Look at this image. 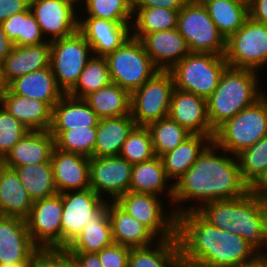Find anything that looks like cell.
<instances>
[{
    "label": "cell",
    "instance_id": "23",
    "mask_svg": "<svg viewBox=\"0 0 267 267\" xmlns=\"http://www.w3.org/2000/svg\"><path fill=\"white\" fill-rule=\"evenodd\" d=\"M50 41L39 45L13 46L2 65L3 75L7 84L28 73L50 66Z\"/></svg>",
    "mask_w": 267,
    "mask_h": 267
},
{
    "label": "cell",
    "instance_id": "48",
    "mask_svg": "<svg viewBox=\"0 0 267 267\" xmlns=\"http://www.w3.org/2000/svg\"><path fill=\"white\" fill-rule=\"evenodd\" d=\"M30 7V0H0V23Z\"/></svg>",
    "mask_w": 267,
    "mask_h": 267
},
{
    "label": "cell",
    "instance_id": "61",
    "mask_svg": "<svg viewBox=\"0 0 267 267\" xmlns=\"http://www.w3.org/2000/svg\"><path fill=\"white\" fill-rule=\"evenodd\" d=\"M267 244V225H266V233H265V243L264 246Z\"/></svg>",
    "mask_w": 267,
    "mask_h": 267
},
{
    "label": "cell",
    "instance_id": "35",
    "mask_svg": "<svg viewBox=\"0 0 267 267\" xmlns=\"http://www.w3.org/2000/svg\"><path fill=\"white\" fill-rule=\"evenodd\" d=\"M111 224L106 211L99 219L86 224L64 252L97 253L113 244Z\"/></svg>",
    "mask_w": 267,
    "mask_h": 267
},
{
    "label": "cell",
    "instance_id": "12",
    "mask_svg": "<svg viewBox=\"0 0 267 267\" xmlns=\"http://www.w3.org/2000/svg\"><path fill=\"white\" fill-rule=\"evenodd\" d=\"M63 213L62 250L81 232L86 224L99 219L108 207V200L100 197L91 188L61 193Z\"/></svg>",
    "mask_w": 267,
    "mask_h": 267
},
{
    "label": "cell",
    "instance_id": "13",
    "mask_svg": "<svg viewBox=\"0 0 267 267\" xmlns=\"http://www.w3.org/2000/svg\"><path fill=\"white\" fill-rule=\"evenodd\" d=\"M61 193L33 201L26 219L29 235L41 251L62 250Z\"/></svg>",
    "mask_w": 267,
    "mask_h": 267
},
{
    "label": "cell",
    "instance_id": "20",
    "mask_svg": "<svg viewBox=\"0 0 267 267\" xmlns=\"http://www.w3.org/2000/svg\"><path fill=\"white\" fill-rule=\"evenodd\" d=\"M89 159L83 155L65 152L54 147L51 167L58 193L90 188Z\"/></svg>",
    "mask_w": 267,
    "mask_h": 267
},
{
    "label": "cell",
    "instance_id": "1",
    "mask_svg": "<svg viewBox=\"0 0 267 267\" xmlns=\"http://www.w3.org/2000/svg\"><path fill=\"white\" fill-rule=\"evenodd\" d=\"M180 263L192 267H247L260 261L259 251L240 235L218 229L196 210L177 216Z\"/></svg>",
    "mask_w": 267,
    "mask_h": 267
},
{
    "label": "cell",
    "instance_id": "32",
    "mask_svg": "<svg viewBox=\"0 0 267 267\" xmlns=\"http://www.w3.org/2000/svg\"><path fill=\"white\" fill-rule=\"evenodd\" d=\"M169 184V179L165 174V169L161 157L154 156L151 160L134 164L132 166L131 173V192L136 193H150L155 195H161L165 191L168 194L171 203L173 200V184L169 185V189L166 186Z\"/></svg>",
    "mask_w": 267,
    "mask_h": 267
},
{
    "label": "cell",
    "instance_id": "63",
    "mask_svg": "<svg viewBox=\"0 0 267 267\" xmlns=\"http://www.w3.org/2000/svg\"><path fill=\"white\" fill-rule=\"evenodd\" d=\"M239 1L247 3V4H249V2H250V0H239Z\"/></svg>",
    "mask_w": 267,
    "mask_h": 267
},
{
    "label": "cell",
    "instance_id": "16",
    "mask_svg": "<svg viewBox=\"0 0 267 267\" xmlns=\"http://www.w3.org/2000/svg\"><path fill=\"white\" fill-rule=\"evenodd\" d=\"M40 252L29 235L26 220L0 215V265L36 262Z\"/></svg>",
    "mask_w": 267,
    "mask_h": 267
},
{
    "label": "cell",
    "instance_id": "2",
    "mask_svg": "<svg viewBox=\"0 0 267 267\" xmlns=\"http://www.w3.org/2000/svg\"><path fill=\"white\" fill-rule=\"evenodd\" d=\"M218 149L222 151V155L217 153ZM228 155L231 154L212 142L193 166L175 181L172 202L173 206L178 203L179 207L176 210L174 208L177 216L189 210H196L204 203L238 198L249 192V186L242 180L237 157ZM187 201H199L197 204L200 205L180 207V203Z\"/></svg>",
    "mask_w": 267,
    "mask_h": 267
},
{
    "label": "cell",
    "instance_id": "4",
    "mask_svg": "<svg viewBox=\"0 0 267 267\" xmlns=\"http://www.w3.org/2000/svg\"><path fill=\"white\" fill-rule=\"evenodd\" d=\"M257 73L249 69H225L218 86L207 99L208 120L214 130L264 95L258 88Z\"/></svg>",
    "mask_w": 267,
    "mask_h": 267
},
{
    "label": "cell",
    "instance_id": "39",
    "mask_svg": "<svg viewBox=\"0 0 267 267\" xmlns=\"http://www.w3.org/2000/svg\"><path fill=\"white\" fill-rule=\"evenodd\" d=\"M149 130L155 156H161L174 150L191 135L184 127L169 117L152 122L146 126Z\"/></svg>",
    "mask_w": 267,
    "mask_h": 267
},
{
    "label": "cell",
    "instance_id": "7",
    "mask_svg": "<svg viewBox=\"0 0 267 267\" xmlns=\"http://www.w3.org/2000/svg\"><path fill=\"white\" fill-rule=\"evenodd\" d=\"M112 83L130 94L160 71L139 39L130 36L118 49L106 56Z\"/></svg>",
    "mask_w": 267,
    "mask_h": 267
},
{
    "label": "cell",
    "instance_id": "18",
    "mask_svg": "<svg viewBox=\"0 0 267 267\" xmlns=\"http://www.w3.org/2000/svg\"><path fill=\"white\" fill-rule=\"evenodd\" d=\"M84 18H79L78 31L89 43L95 56L106 57L131 36L130 22H112L85 16Z\"/></svg>",
    "mask_w": 267,
    "mask_h": 267
},
{
    "label": "cell",
    "instance_id": "27",
    "mask_svg": "<svg viewBox=\"0 0 267 267\" xmlns=\"http://www.w3.org/2000/svg\"><path fill=\"white\" fill-rule=\"evenodd\" d=\"M135 126L136 123L131 114L100 119L96 127L93 157L118 156Z\"/></svg>",
    "mask_w": 267,
    "mask_h": 267
},
{
    "label": "cell",
    "instance_id": "37",
    "mask_svg": "<svg viewBox=\"0 0 267 267\" xmlns=\"http://www.w3.org/2000/svg\"><path fill=\"white\" fill-rule=\"evenodd\" d=\"M179 11L162 7L134 8L136 16L132 20L131 36L140 40L145 34L176 29Z\"/></svg>",
    "mask_w": 267,
    "mask_h": 267
},
{
    "label": "cell",
    "instance_id": "21",
    "mask_svg": "<svg viewBox=\"0 0 267 267\" xmlns=\"http://www.w3.org/2000/svg\"><path fill=\"white\" fill-rule=\"evenodd\" d=\"M140 41L160 71H169L190 53L186 40L177 29L145 34Z\"/></svg>",
    "mask_w": 267,
    "mask_h": 267
},
{
    "label": "cell",
    "instance_id": "11",
    "mask_svg": "<svg viewBox=\"0 0 267 267\" xmlns=\"http://www.w3.org/2000/svg\"><path fill=\"white\" fill-rule=\"evenodd\" d=\"M50 67L58 86L66 94L77 82L91 58L92 49L79 32L50 42ZM90 56V57H89Z\"/></svg>",
    "mask_w": 267,
    "mask_h": 267
},
{
    "label": "cell",
    "instance_id": "28",
    "mask_svg": "<svg viewBox=\"0 0 267 267\" xmlns=\"http://www.w3.org/2000/svg\"><path fill=\"white\" fill-rule=\"evenodd\" d=\"M100 118L84 99L65 94L54 106L50 130L97 127Z\"/></svg>",
    "mask_w": 267,
    "mask_h": 267
},
{
    "label": "cell",
    "instance_id": "15",
    "mask_svg": "<svg viewBox=\"0 0 267 267\" xmlns=\"http://www.w3.org/2000/svg\"><path fill=\"white\" fill-rule=\"evenodd\" d=\"M132 164L118 156L89 159L90 188L100 197L111 195L116 201L130 189ZM103 194V195H102Z\"/></svg>",
    "mask_w": 267,
    "mask_h": 267
},
{
    "label": "cell",
    "instance_id": "10",
    "mask_svg": "<svg viewBox=\"0 0 267 267\" xmlns=\"http://www.w3.org/2000/svg\"><path fill=\"white\" fill-rule=\"evenodd\" d=\"M174 89L172 74L169 71H158L134 90L130 98V114L136 125L147 126L168 117Z\"/></svg>",
    "mask_w": 267,
    "mask_h": 267
},
{
    "label": "cell",
    "instance_id": "60",
    "mask_svg": "<svg viewBox=\"0 0 267 267\" xmlns=\"http://www.w3.org/2000/svg\"><path fill=\"white\" fill-rule=\"evenodd\" d=\"M247 267H267V263L259 261L258 263Z\"/></svg>",
    "mask_w": 267,
    "mask_h": 267
},
{
    "label": "cell",
    "instance_id": "34",
    "mask_svg": "<svg viewBox=\"0 0 267 267\" xmlns=\"http://www.w3.org/2000/svg\"><path fill=\"white\" fill-rule=\"evenodd\" d=\"M131 94L115 83L87 95L84 100L100 119L130 114Z\"/></svg>",
    "mask_w": 267,
    "mask_h": 267
},
{
    "label": "cell",
    "instance_id": "43",
    "mask_svg": "<svg viewBox=\"0 0 267 267\" xmlns=\"http://www.w3.org/2000/svg\"><path fill=\"white\" fill-rule=\"evenodd\" d=\"M132 165L151 160L155 154L146 126H135L129 133L119 154Z\"/></svg>",
    "mask_w": 267,
    "mask_h": 267
},
{
    "label": "cell",
    "instance_id": "46",
    "mask_svg": "<svg viewBox=\"0 0 267 267\" xmlns=\"http://www.w3.org/2000/svg\"><path fill=\"white\" fill-rule=\"evenodd\" d=\"M130 248L113 243L96 254L102 267H128Z\"/></svg>",
    "mask_w": 267,
    "mask_h": 267
},
{
    "label": "cell",
    "instance_id": "53",
    "mask_svg": "<svg viewBox=\"0 0 267 267\" xmlns=\"http://www.w3.org/2000/svg\"><path fill=\"white\" fill-rule=\"evenodd\" d=\"M249 192L267 204V168L249 187Z\"/></svg>",
    "mask_w": 267,
    "mask_h": 267
},
{
    "label": "cell",
    "instance_id": "62",
    "mask_svg": "<svg viewBox=\"0 0 267 267\" xmlns=\"http://www.w3.org/2000/svg\"><path fill=\"white\" fill-rule=\"evenodd\" d=\"M178 267H192V266H189V265L181 264V263H180Z\"/></svg>",
    "mask_w": 267,
    "mask_h": 267
},
{
    "label": "cell",
    "instance_id": "56",
    "mask_svg": "<svg viewBox=\"0 0 267 267\" xmlns=\"http://www.w3.org/2000/svg\"><path fill=\"white\" fill-rule=\"evenodd\" d=\"M36 262H26L20 264H3L0 267H35Z\"/></svg>",
    "mask_w": 267,
    "mask_h": 267
},
{
    "label": "cell",
    "instance_id": "58",
    "mask_svg": "<svg viewBox=\"0 0 267 267\" xmlns=\"http://www.w3.org/2000/svg\"><path fill=\"white\" fill-rule=\"evenodd\" d=\"M259 259L260 261L267 263V253L264 250L259 252Z\"/></svg>",
    "mask_w": 267,
    "mask_h": 267
},
{
    "label": "cell",
    "instance_id": "44",
    "mask_svg": "<svg viewBox=\"0 0 267 267\" xmlns=\"http://www.w3.org/2000/svg\"><path fill=\"white\" fill-rule=\"evenodd\" d=\"M29 131L0 105V153L4 157Z\"/></svg>",
    "mask_w": 267,
    "mask_h": 267
},
{
    "label": "cell",
    "instance_id": "30",
    "mask_svg": "<svg viewBox=\"0 0 267 267\" xmlns=\"http://www.w3.org/2000/svg\"><path fill=\"white\" fill-rule=\"evenodd\" d=\"M32 205L16 171L5 167L0 173V215L26 220Z\"/></svg>",
    "mask_w": 267,
    "mask_h": 267
},
{
    "label": "cell",
    "instance_id": "6",
    "mask_svg": "<svg viewBox=\"0 0 267 267\" xmlns=\"http://www.w3.org/2000/svg\"><path fill=\"white\" fill-rule=\"evenodd\" d=\"M227 67L224 55L190 52L169 72L172 74L175 88L207 100L218 86Z\"/></svg>",
    "mask_w": 267,
    "mask_h": 267
},
{
    "label": "cell",
    "instance_id": "17",
    "mask_svg": "<svg viewBox=\"0 0 267 267\" xmlns=\"http://www.w3.org/2000/svg\"><path fill=\"white\" fill-rule=\"evenodd\" d=\"M30 10L50 42L78 31L76 9L63 0H30Z\"/></svg>",
    "mask_w": 267,
    "mask_h": 267
},
{
    "label": "cell",
    "instance_id": "50",
    "mask_svg": "<svg viewBox=\"0 0 267 267\" xmlns=\"http://www.w3.org/2000/svg\"><path fill=\"white\" fill-rule=\"evenodd\" d=\"M190 0H134V8L162 7L171 10H180Z\"/></svg>",
    "mask_w": 267,
    "mask_h": 267
},
{
    "label": "cell",
    "instance_id": "38",
    "mask_svg": "<svg viewBox=\"0 0 267 267\" xmlns=\"http://www.w3.org/2000/svg\"><path fill=\"white\" fill-rule=\"evenodd\" d=\"M111 83L106 57L92 55L77 82L66 94L74 98L84 99L90 93Z\"/></svg>",
    "mask_w": 267,
    "mask_h": 267
},
{
    "label": "cell",
    "instance_id": "25",
    "mask_svg": "<svg viewBox=\"0 0 267 267\" xmlns=\"http://www.w3.org/2000/svg\"><path fill=\"white\" fill-rule=\"evenodd\" d=\"M55 147L50 131H29L5 157V167L51 162Z\"/></svg>",
    "mask_w": 267,
    "mask_h": 267
},
{
    "label": "cell",
    "instance_id": "47",
    "mask_svg": "<svg viewBox=\"0 0 267 267\" xmlns=\"http://www.w3.org/2000/svg\"><path fill=\"white\" fill-rule=\"evenodd\" d=\"M35 267H77L73 259L63 250L41 251Z\"/></svg>",
    "mask_w": 267,
    "mask_h": 267
},
{
    "label": "cell",
    "instance_id": "36",
    "mask_svg": "<svg viewBox=\"0 0 267 267\" xmlns=\"http://www.w3.org/2000/svg\"><path fill=\"white\" fill-rule=\"evenodd\" d=\"M33 201L58 194L54 183L51 162L27 164L12 168Z\"/></svg>",
    "mask_w": 267,
    "mask_h": 267
},
{
    "label": "cell",
    "instance_id": "33",
    "mask_svg": "<svg viewBox=\"0 0 267 267\" xmlns=\"http://www.w3.org/2000/svg\"><path fill=\"white\" fill-rule=\"evenodd\" d=\"M200 1L225 40L237 32L249 17L248 4L239 0Z\"/></svg>",
    "mask_w": 267,
    "mask_h": 267
},
{
    "label": "cell",
    "instance_id": "42",
    "mask_svg": "<svg viewBox=\"0 0 267 267\" xmlns=\"http://www.w3.org/2000/svg\"><path fill=\"white\" fill-rule=\"evenodd\" d=\"M86 17L112 22H132L134 0H87L84 5Z\"/></svg>",
    "mask_w": 267,
    "mask_h": 267
},
{
    "label": "cell",
    "instance_id": "5",
    "mask_svg": "<svg viewBox=\"0 0 267 267\" xmlns=\"http://www.w3.org/2000/svg\"><path fill=\"white\" fill-rule=\"evenodd\" d=\"M226 120L216 130L213 142L233 156L267 136V96Z\"/></svg>",
    "mask_w": 267,
    "mask_h": 267
},
{
    "label": "cell",
    "instance_id": "52",
    "mask_svg": "<svg viewBox=\"0 0 267 267\" xmlns=\"http://www.w3.org/2000/svg\"><path fill=\"white\" fill-rule=\"evenodd\" d=\"M248 12L251 19L267 24V0H250Z\"/></svg>",
    "mask_w": 267,
    "mask_h": 267
},
{
    "label": "cell",
    "instance_id": "22",
    "mask_svg": "<svg viewBox=\"0 0 267 267\" xmlns=\"http://www.w3.org/2000/svg\"><path fill=\"white\" fill-rule=\"evenodd\" d=\"M110 202L107 212L114 243L130 249L147 247L155 243L154 239L157 236L147 226L130 216L115 201Z\"/></svg>",
    "mask_w": 267,
    "mask_h": 267
},
{
    "label": "cell",
    "instance_id": "14",
    "mask_svg": "<svg viewBox=\"0 0 267 267\" xmlns=\"http://www.w3.org/2000/svg\"><path fill=\"white\" fill-rule=\"evenodd\" d=\"M160 201L155 194L128 191L115 202L156 236L159 235L158 239L177 237V215L174 210L170 213L164 211Z\"/></svg>",
    "mask_w": 267,
    "mask_h": 267
},
{
    "label": "cell",
    "instance_id": "54",
    "mask_svg": "<svg viewBox=\"0 0 267 267\" xmlns=\"http://www.w3.org/2000/svg\"><path fill=\"white\" fill-rule=\"evenodd\" d=\"M12 48L13 43L7 37L3 26L0 23V64L3 63L4 59L8 56Z\"/></svg>",
    "mask_w": 267,
    "mask_h": 267
},
{
    "label": "cell",
    "instance_id": "9",
    "mask_svg": "<svg viewBox=\"0 0 267 267\" xmlns=\"http://www.w3.org/2000/svg\"><path fill=\"white\" fill-rule=\"evenodd\" d=\"M224 57L228 67L260 70L267 64V24L248 17L226 40Z\"/></svg>",
    "mask_w": 267,
    "mask_h": 267
},
{
    "label": "cell",
    "instance_id": "41",
    "mask_svg": "<svg viewBox=\"0 0 267 267\" xmlns=\"http://www.w3.org/2000/svg\"><path fill=\"white\" fill-rule=\"evenodd\" d=\"M242 180L250 187L267 168V136L237 156Z\"/></svg>",
    "mask_w": 267,
    "mask_h": 267
},
{
    "label": "cell",
    "instance_id": "40",
    "mask_svg": "<svg viewBox=\"0 0 267 267\" xmlns=\"http://www.w3.org/2000/svg\"><path fill=\"white\" fill-rule=\"evenodd\" d=\"M49 131L54 137L55 148L88 158L93 157L96 143V127Z\"/></svg>",
    "mask_w": 267,
    "mask_h": 267
},
{
    "label": "cell",
    "instance_id": "55",
    "mask_svg": "<svg viewBox=\"0 0 267 267\" xmlns=\"http://www.w3.org/2000/svg\"><path fill=\"white\" fill-rule=\"evenodd\" d=\"M8 90V84L5 81L2 65L0 64V105L2 104L3 98Z\"/></svg>",
    "mask_w": 267,
    "mask_h": 267
},
{
    "label": "cell",
    "instance_id": "49",
    "mask_svg": "<svg viewBox=\"0 0 267 267\" xmlns=\"http://www.w3.org/2000/svg\"><path fill=\"white\" fill-rule=\"evenodd\" d=\"M1 24L7 37L13 43V46H19V34H21L22 27V12L12 15Z\"/></svg>",
    "mask_w": 267,
    "mask_h": 267
},
{
    "label": "cell",
    "instance_id": "29",
    "mask_svg": "<svg viewBox=\"0 0 267 267\" xmlns=\"http://www.w3.org/2000/svg\"><path fill=\"white\" fill-rule=\"evenodd\" d=\"M213 142L210 136L191 134L178 147L161 155L165 174L169 180L177 181L197 158Z\"/></svg>",
    "mask_w": 267,
    "mask_h": 267
},
{
    "label": "cell",
    "instance_id": "57",
    "mask_svg": "<svg viewBox=\"0 0 267 267\" xmlns=\"http://www.w3.org/2000/svg\"><path fill=\"white\" fill-rule=\"evenodd\" d=\"M65 2H67L68 4L72 5L74 8L76 7L75 5L77 4V6L79 5L78 3L79 2H82L83 1V4L85 3L86 4V1L87 0H63Z\"/></svg>",
    "mask_w": 267,
    "mask_h": 267
},
{
    "label": "cell",
    "instance_id": "26",
    "mask_svg": "<svg viewBox=\"0 0 267 267\" xmlns=\"http://www.w3.org/2000/svg\"><path fill=\"white\" fill-rule=\"evenodd\" d=\"M8 90L45 102L52 108L65 95L58 86L50 66L14 79L8 84Z\"/></svg>",
    "mask_w": 267,
    "mask_h": 267
},
{
    "label": "cell",
    "instance_id": "19",
    "mask_svg": "<svg viewBox=\"0 0 267 267\" xmlns=\"http://www.w3.org/2000/svg\"><path fill=\"white\" fill-rule=\"evenodd\" d=\"M168 117L179 123L191 134H200L214 138L207 115V100L194 93L174 89Z\"/></svg>",
    "mask_w": 267,
    "mask_h": 267
},
{
    "label": "cell",
    "instance_id": "8",
    "mask_svg": "<svg viewBox=\"0 0 267 267\" xmlns=\"http://www.w3.org/2000/svg\"><path fill=\"white\" fill-rule=\"evenodd\" d=\"M190 52L224 55L226 40L200 0H190L178 13L177 28Z\"/></svg>",
    "mask_w": 267,
    "mask_h": 267
},
{
    "label": "cell",
    "instance_id": "45",
    "mask_svg": "<svg viewBox=\"0 0 267 267\" xmlns=\"http://www.w3.org/2000/svg\"><path fill=\"white\" fill-rule=\"evenodd\" d=\"M30 7L22 12V27L19 34V46L39 45L47 42Z\"/></svg>",
    "mask_w": 267,
    "mask_h": 267
},
{
    "label": "cell",
    "instance_id": "51",
    "mask_svg": "<svg viewBox=\"0 0 267 267\" xmlns=\"http://www.w3.org/2000/svg\"><path fill=\"white\" fill-rule=\"evenodd\" d=\"M68 254L77 267H102L101 261L96 253L65 252Z\"/></svg>",
    "mask_w": 267,
    "mask_h": 267
},
{
    "label": "cell",
    "instance_id": "59",
    "mask_svg": "<svg viewBox=\"0 0 267 267\" xmlns=\"http://www.w3.org/2000/svg\"><path fill=\"white\" fill-rule=\"evenodd\" d=\"M5 168V157L0 153V173Z\"/></svg>",
    "mask_w": 267,
    "mask_h": 267
},
{
    "label": "cell",
    "instance_id": "31",
    "mask_svg": "<svg viewBox=\"0 0 267 267\" xmlns=\"http://www.w3.org/2000/svg\"><path fill=\"white\" fill-rule=\"evenodd\" d=\"M179 264L180 244L177 237L157 238L154 245L131 248L128 257V267H178Z\"/></svg>",
    "mask_w": 267,
    "mask_h": 267
},
{
    "label": "cell",
    "instance_id": "24",
    "mask_svg": "<svg viewBox=\"0 0 267 267\" xmlns=\"http://www.w3.org/2000/svg\"><path fill=\"white\" fill-rule=\"evenodd\" d=\"M1 105L30 131L50 130L53 108L49 104L7 90Z\"/></svg>",
    "mask_w": 267,
    "mask_h": 267
},
{
    "label": "cell",
    "instance_id": "3",
    "mask_svg": "<svg viewBox=\"0 0 267 267\" xmlns=\"http://www.w3.org/2000/svg\"><path fill=\"white\" fill-rule=\"evenodd\" d=\"M196 211L214 227L240 235L259 252L262 251L267 225V204L250 192L238 198L204 203Z\"/></svg>",
    "mask_w": 267,
    "mask_h": 267
}]
</instances>
